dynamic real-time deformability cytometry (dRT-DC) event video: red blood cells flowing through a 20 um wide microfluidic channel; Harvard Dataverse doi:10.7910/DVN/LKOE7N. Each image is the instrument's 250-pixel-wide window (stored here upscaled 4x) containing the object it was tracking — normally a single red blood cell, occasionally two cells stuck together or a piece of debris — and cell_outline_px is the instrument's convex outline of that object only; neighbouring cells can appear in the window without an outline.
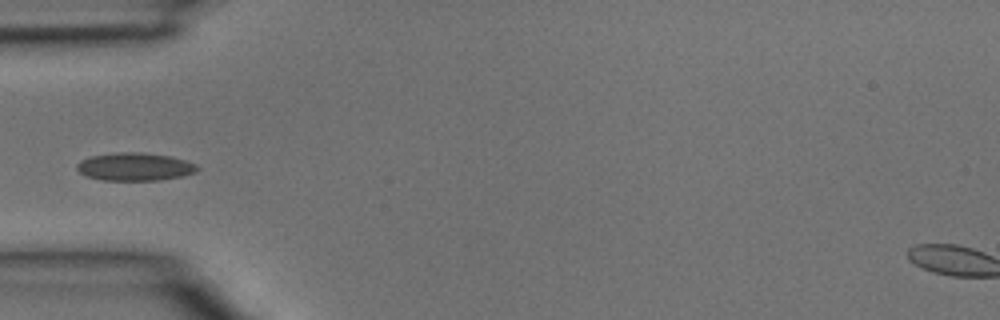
{"species": "common noctule bat (a hibernating species)", "species_latin": "Nyctalus noctula", "temperature_condition": "room temperature", "stored_images_in_passage": 25, "camera_frame_rate_fps": 3000, "um_per_image_px": 0.085, "animal": {"sex": "male", "body_mass_g": 15.6}, "frame": {"image": 1, "passage_image": 1, "time_ms": 0.0, "image_size_px": [1000, 320], "cell_outline_px": [[200, 168], [196, 172], [180, 176], [160, 180], [104, 180], [88, 176], [80, 172], [76, 168], [76, 164], [80, 160], [92, 156], [116, 152], [140, 152], [172, 156], [196, 164]], "centroid_in_image_um": [11.47, 14.16], "position_along_channel_um": 73.5, "area_um2": 19.54}}